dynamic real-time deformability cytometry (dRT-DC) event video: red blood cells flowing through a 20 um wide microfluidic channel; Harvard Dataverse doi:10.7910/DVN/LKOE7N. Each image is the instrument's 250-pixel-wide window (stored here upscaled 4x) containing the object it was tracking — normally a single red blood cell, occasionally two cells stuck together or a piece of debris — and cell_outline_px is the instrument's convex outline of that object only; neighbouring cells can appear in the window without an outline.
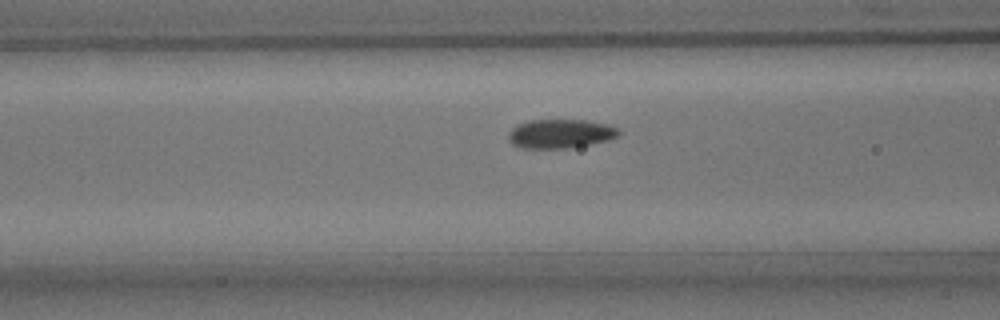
{"species": "common noctule bat (a hibernating species)", "species_latin": "Nyctalus noctula", "temperature_condition": "room temperature", "stored_images_in_passage": 22, "camera_frame_rate_fps": 3000, "um_per_image_px": 0.085, "animal": {"sex": "male", "body_mass_g": 15.6}, "frame": {"image": 1, "passage_image": 13, "time_ms": 4.0, "image_size_px": [1000, 320], "cell_outline_px": [[620, 132], [616, 136], [608, 140], [588, 144], [564, 148], [520, 148], [512, 144], [508, 140], [508, 132], [516, 124], [528, 120], [584, 120], [608, 124], [616, 128]], "centroid_in_image_um": [47.56, 11.35], "position_along_channel_um": 119.0, "area_um2": 18.55}}
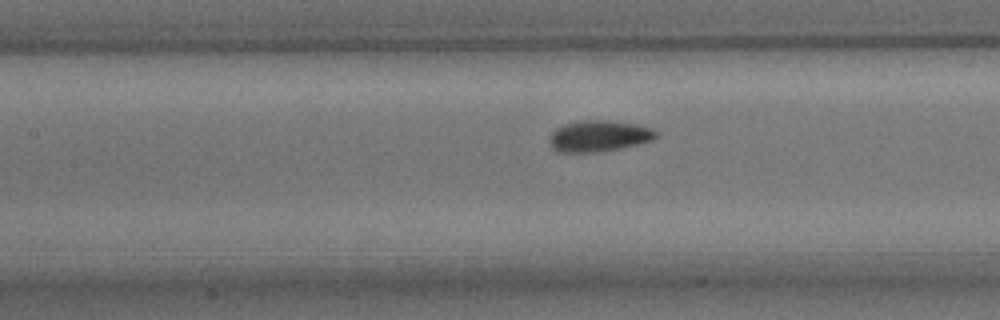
{"frame": {"image": 2, "passage_image": 16, "time_ms": 5.0, "image_size_px": [1000, 320], "cell_outline_px": [[656, 136], [652, 140], [636, 144], [616, 148], [592, 152], [560, 152], [552, 148], [552, 132], [556, 128], [564, 124], [584, 120], [608, 120], [636, 124], [652, 128], [656, 132]], "centroid_in_image_um": [50.91, 11.54], "position_along_channel_um": 156.5, "area_um2": 18.84}}
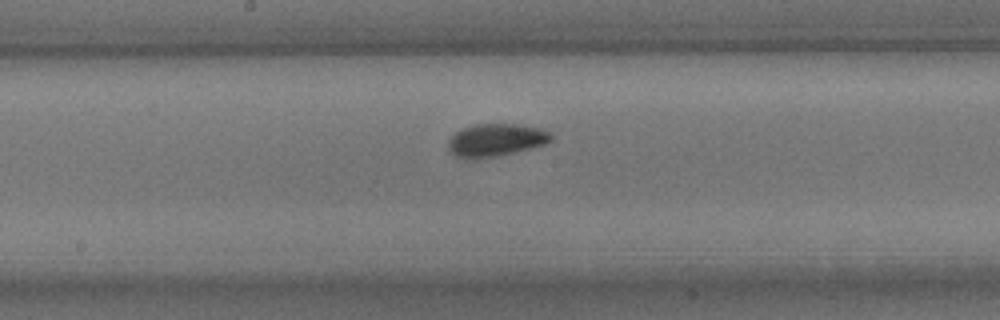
{"frame": {"image": 3, "passage_image": 20, "time_ms": 6.333, "image_size_px": [1000, 320], "cell_outline_px": [[552, 140], [544, 144], [496, 156], [456, 156], [448, 148], [448, 140], [456, 132], [472, 124], [516, 124], [544, 128], [552, 132]], "centroid_in_image_um": [42.21, 11.85], "position_along_channel_um": 206.0, "area_um2": 19.02}}